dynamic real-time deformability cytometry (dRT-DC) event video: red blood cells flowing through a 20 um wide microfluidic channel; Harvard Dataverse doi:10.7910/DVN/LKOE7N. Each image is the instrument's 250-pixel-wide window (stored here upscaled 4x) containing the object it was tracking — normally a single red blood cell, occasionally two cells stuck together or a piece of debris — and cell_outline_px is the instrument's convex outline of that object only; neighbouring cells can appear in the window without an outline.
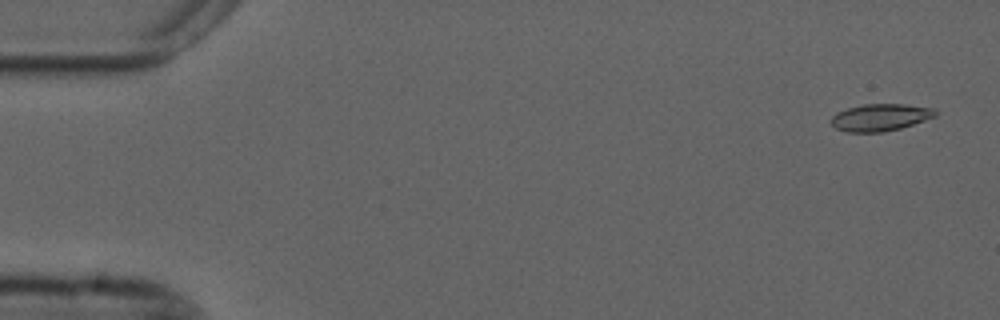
{"species": "common noctule bat (a hibernating species)", "species_latin": "Nyctalus noctula", "temperature_condition": "cold", "stored_images_in_passage": 52, "camera_frame_rate_fps": 3000, "um_per_image_px": 0.085, "animal": {"sex": "male", "forearm_length_mm": 52.5}, "frame": {"image": 1, "passage_image": 3, "time_ms": 0.667, "image_size_px": [1000, 320], "cell_outline_px": [[940, 112], [936, 116], [900, 128], [884, 132], [848, 132], [836, 128], [828, 120], [836, 112], [848, 108], [864, 104], [904, 104], [936, 108]], "centroid_in_image_um": [74.84, 9.97], "position_along_channel_um": 10.2, "area_um2": 16.59}}
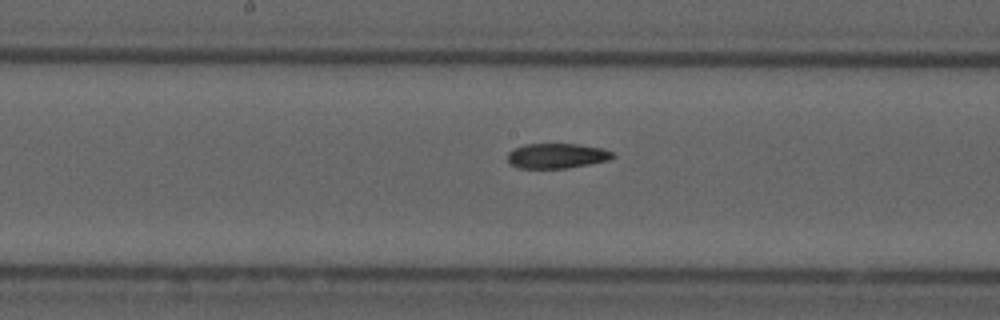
{"frame": {"image": 2, "passage_image": 29, "time_ms": 9.333, "image_size_px": [1000, 320], "cell_outline_px": [[616, 156], [608, 160], [568, 168], [516, 168], [508, 164], [508, 152], [512, 148], [524, 144], [576, 144], [604, 148], [612, 152]], "centroid_in_image_um": [47.29, 13.24], "position_along_channel_um": 200.9, "area_um2": 15.49}}
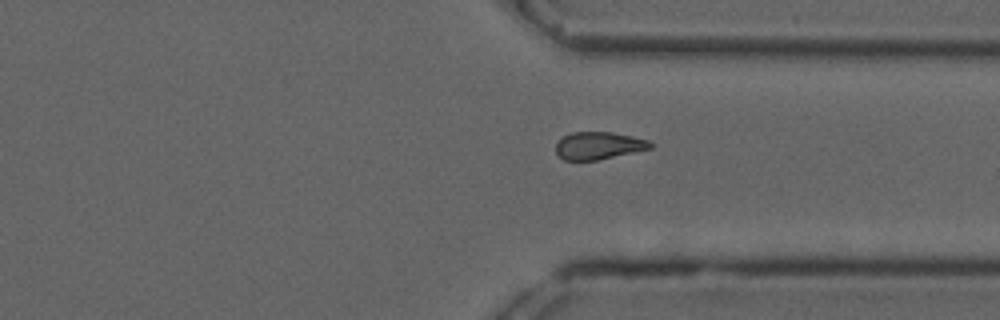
{"frame": {"image": 3, "passage_image": 42, "time_ms": 13.667, "image_size_px": [1000, 320], "cell_outline_px": [[652, 148], [596, 160], [564, 160], [556, 152], [556, 144], [564, 136], [572, 132], [612, 132], [632, 136], [648, 140], [652, 144]], "centroid_in_image_um": [50.88, 12.37], "position_along_channel_um": 360.5, "area_um2": 14.91}}